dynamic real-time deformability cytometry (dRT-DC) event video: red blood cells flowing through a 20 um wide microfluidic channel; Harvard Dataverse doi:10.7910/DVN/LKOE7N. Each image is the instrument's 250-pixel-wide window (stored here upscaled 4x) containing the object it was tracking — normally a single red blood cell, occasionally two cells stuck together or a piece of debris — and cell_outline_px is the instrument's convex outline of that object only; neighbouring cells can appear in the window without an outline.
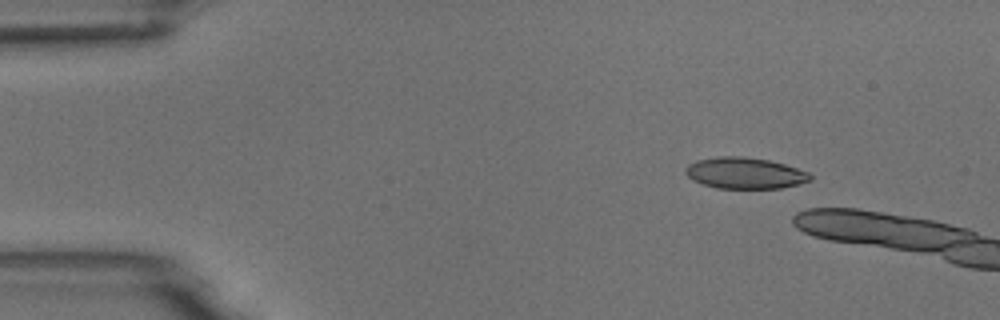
{"species": "common noctule bat (a hibernating species)", "species_latin": "Nyctalus noctula", "temperature_condition": "room temperature", "stored_images_in_passage": 3, "camera_frame_rate_fps": 3000, "um_per_image_px": 0.085, "animal": {"sex": "male", "body_mass_g": 18.8}, "frame": {"image": 1, "passage_image": 2, "time_ms": 1.333, "image_size_px": [1000, 320], "cell_outline_px": [[812, 180], [780, 188], [716, 188], [692, 180], [684, 172], [684, 168], [688, 164], [696, 160], [716, 156], [744, 156], [768, 160], [784, 164], [808, 172], [812, 176]], "centroid_in_image_um": [63.27, 14.7], "position_along_channel_um": 21.7, "area_um2": 22.72}}